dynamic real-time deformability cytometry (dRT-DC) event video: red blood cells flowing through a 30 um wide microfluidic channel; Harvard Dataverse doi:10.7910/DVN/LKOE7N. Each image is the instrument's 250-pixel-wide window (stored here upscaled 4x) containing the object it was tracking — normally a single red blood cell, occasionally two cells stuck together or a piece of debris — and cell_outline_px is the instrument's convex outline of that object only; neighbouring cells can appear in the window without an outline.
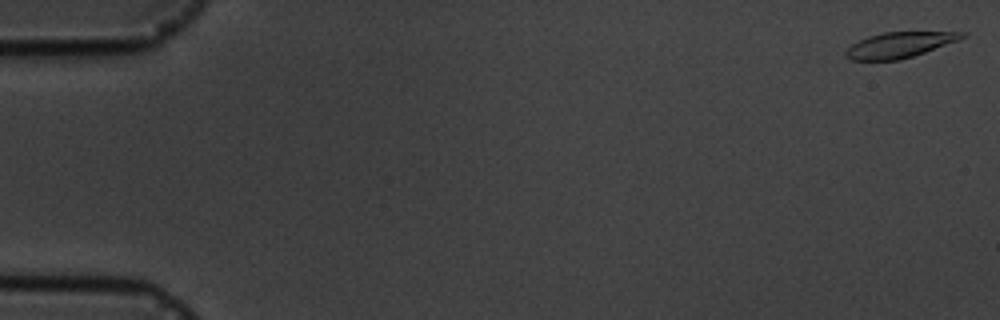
{"species": "common noctule bat (a hibernating species)", "species_latin": "Nyctalus noctula", "temperature_condition": "cold", "stored_images_in_passage": 4, "camera_frame_rate_fps": 3000, "um_per_image_px": 0.085, "animal": {"sex": "male", "body_mass_g": 19.5, "forearm_length_mm": 54.6}, "frame": {"image": 1, "passage_image": 1, "time_ms": 0.0, "image_size_px": [1000, 320], "cell_outline_px": [[968, 32], [960, 40], [900, 60], [852, 60], [844, 56], [844, 52], [852, 44], [868, 36], [884, 32]], "centroid_in_image_um": [76.44, 3.82], "position_along_channel_um": 8.6, "area_um2": 17.17}}